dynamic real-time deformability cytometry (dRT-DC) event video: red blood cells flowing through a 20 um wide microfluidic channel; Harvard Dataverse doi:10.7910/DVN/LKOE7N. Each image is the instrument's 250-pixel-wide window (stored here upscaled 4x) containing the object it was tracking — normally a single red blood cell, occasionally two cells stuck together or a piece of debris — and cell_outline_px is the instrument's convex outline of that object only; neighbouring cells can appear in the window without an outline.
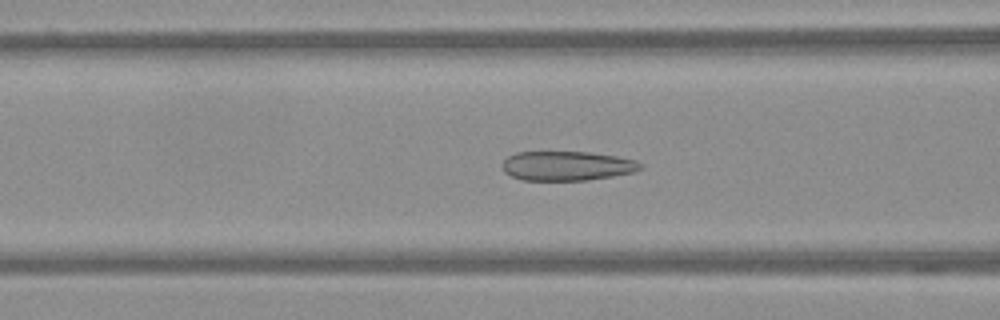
{"species": "Egyptian fruit bat (a non-hibernating species)", "species_latin": "Rousettus aegyptiacus", "temperature_condition": "warm", "stored_images_in_passage": 47, "camera_frame_rate_fps": 3000, "um_per_image_px": 0.085, "frame": {"image": 1, "passage_image": 13, "time_ms": 4.0, "image_size_px": [1000, 320], "cell_outline_px": [[644, 164], [640, 168], [632, 172], [612, 176], [588, 180], [520, 180], [504, 172], [500, 164], [508, 156], [516, 152], [588, 152], [616, 156], [636, 160]], "centroid_in_image_um": [48.15, 14.1], "position_along_channel_um": 118.4, "area_um2": 23.7}}
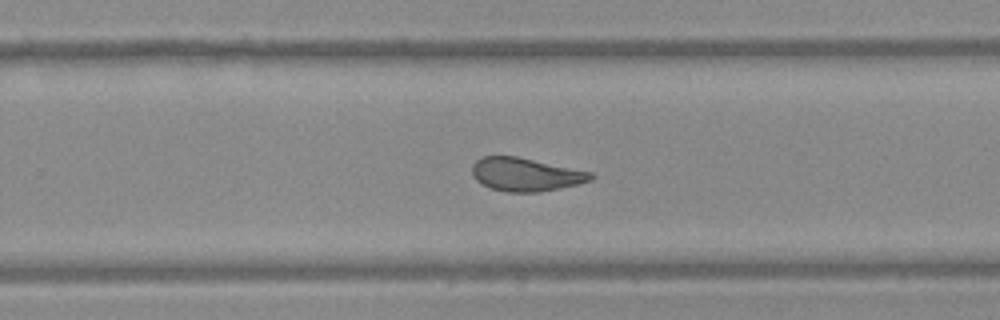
{"frame": {"image": 2, "passage_image": 27, "time_ms": 8.667, "image_size_px": [1000, 320], "cell_outline_px": [[596, 176], [592, 180], [560, 188], [540, 192], [508, 192], [492, 188], [476, 180], [472, 176], [472, 164], [480, 156], [516, 156], [592, 172]], "centroid_in_image_um": [44.68, 14.82], "position_along_channel_um": 285.1, "area_um2": 23.0}}
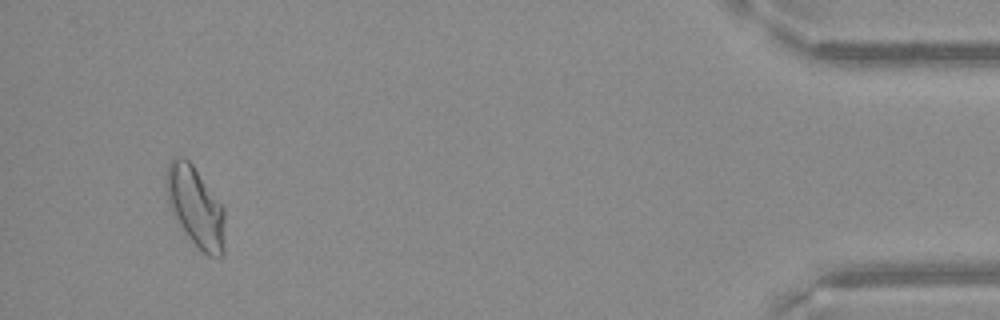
{"frame": {"image": 3, "passage_image": 44, "time_ms": 14.333, "image_size_px": [1000, 320], "cell_outline_px": [[224, 252], [220, 256], [208, 256], [188, 236], [172, 212], [168, 204], [164, 176], [168, 164], [176, 156], [184, 156], [192, 164], [224, 208]], "centroid_in_image_um": [16.6, 17.53], "position_along_channel_um": 418.6, "area_um2": 27.05}}